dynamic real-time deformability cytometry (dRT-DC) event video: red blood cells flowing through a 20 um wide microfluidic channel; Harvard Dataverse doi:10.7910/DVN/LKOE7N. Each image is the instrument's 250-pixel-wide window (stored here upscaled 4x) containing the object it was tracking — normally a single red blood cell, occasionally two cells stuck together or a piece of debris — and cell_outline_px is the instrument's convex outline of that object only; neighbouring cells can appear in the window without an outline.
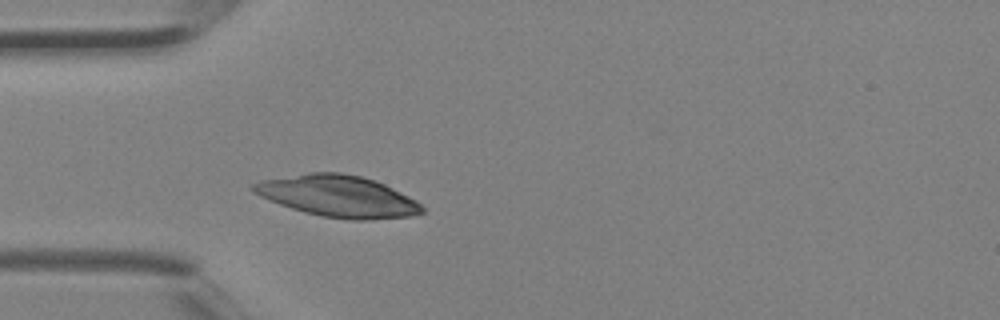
{"species": "Egyptian fruit bat (a non-hibernating species)", "species_latin": "Rousettus aegyptiacus", "temperature_condition": "room temperature", "stored_images_in_passage": 2, "camera_frame_rate_fps": 3000, "um_per_image_px": 0.085, "animal": {"sex": "female"}, "frame": {"image": 1, "passage_image": 2, "time_ms": 0.333, "image_size_px": [1000, 320], "cell_outline_px": [[424, 212], [412, 216], [368, 220], [352, 220], [320, 216], [304, 212], [280, 204], [260, 196], [252, 192], [248, 188], [252, 184], [260, 180], [308, 172], [340, 172], [360, 176], [384, 184], [416, 200], [424, 208]], "centroid_in_image_um": [28.7, 16.67], "position_along_channel_um": 56.3, "area_um2": 40.86}}